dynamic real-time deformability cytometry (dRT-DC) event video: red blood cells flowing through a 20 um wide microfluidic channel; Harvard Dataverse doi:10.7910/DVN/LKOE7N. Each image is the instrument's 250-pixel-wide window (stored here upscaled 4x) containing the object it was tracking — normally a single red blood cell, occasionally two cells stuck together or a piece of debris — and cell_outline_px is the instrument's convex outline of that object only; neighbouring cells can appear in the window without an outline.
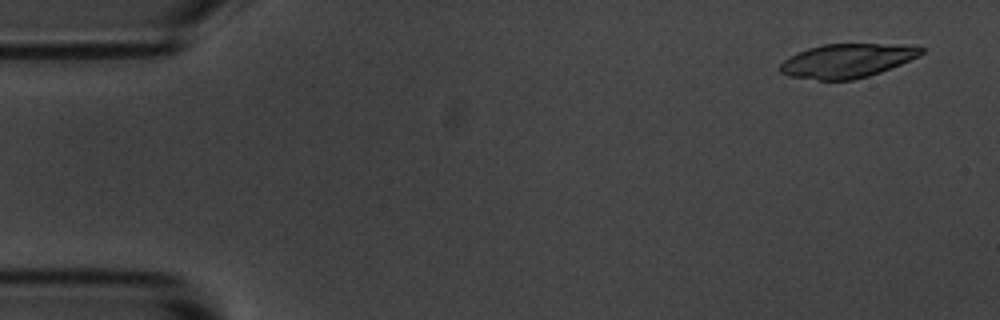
{"species": "common noctule bat (a hibernating species)", "species_latin": "Nyctalus noctula", "temperature_condition": "room temperature", "stored_images_in_passage": 4, "camera_frame_rate_fps": 3000, "um_per_image_px": 0.085, "animal": {"sex": "male", "body_mass_g": 20.1, "forearm_length_mm": 53.5}, "frame": {"image": 1, "passage_image": 1, "time_ms": 0.0, "image_size_px": [1000, 320], "cell_outline_px": [[928, 48], [920, 56], [880, 72], [868, 76], [852, 80], [816, 80], [788, 76], [780, 72], [776, 68], [784, 60], [796, 52], [808, 48], [824, 44], [892, 44]], "centroid_in_image_um": [71.96, 5.16], "position_along_channel_um": 13.0, "area_um2": 28.03}}